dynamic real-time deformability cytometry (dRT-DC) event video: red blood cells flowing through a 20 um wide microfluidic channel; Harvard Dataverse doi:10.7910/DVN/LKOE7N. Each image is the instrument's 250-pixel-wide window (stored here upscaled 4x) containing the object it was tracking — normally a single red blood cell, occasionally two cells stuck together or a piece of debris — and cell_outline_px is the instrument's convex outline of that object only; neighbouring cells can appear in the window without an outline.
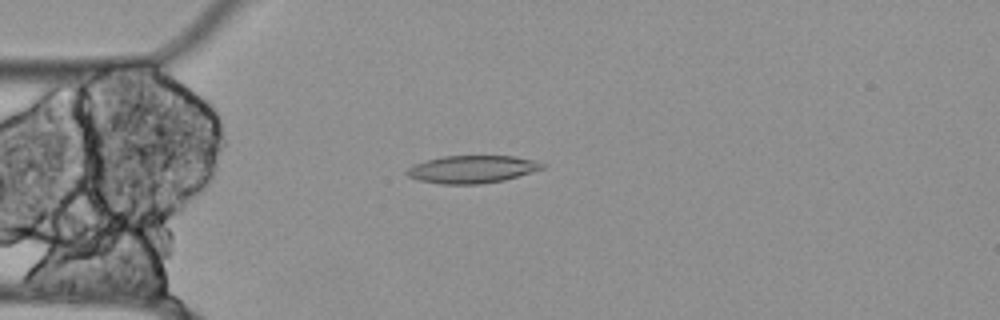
{"species": "Egyptian fruit bat (a non-hibernating species)", "species_latin": "Rousettus aegyptiacus", "temperature_condition": "cold", "stored_images_in_passage": 55, "camera_frame_rate_fps": 3000, "um_per_image_px": 0.085, "animal": {"sex": "female"}, "frame": {"image": 1, "passage_image": 14, "time_ms": 4.333, "image_size_px": [1000, 320], "cell_outline_px": [[548, 164], [544, 168], [504, 180], [480, 184], [440, 184], [420, 180], [408, 176], [404, 172], [412, 164], [424, 160], [444, 156], [516, 156], [536, 160]], "centroid_in_image_um": [40.13, 14.38], "position_along_channel_um": 44.9, "area_um2": 21.96}}
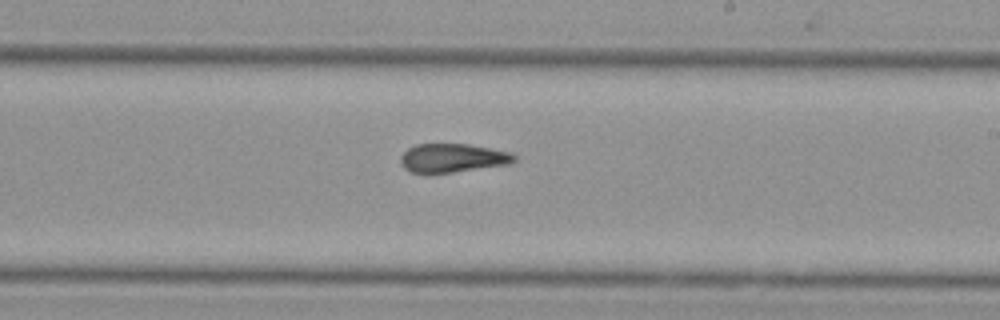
{"frame": {"image": 2, "passage_image": 32, "time_ms": 10.333, "image_size_px": [1000, 320], "cell_outline_px": [[516, 160], [512, 164], [452, 172], [412, 172], [404, 168], [400, 164], [400, 156], [408, 148], [416, 144], [468, 144], [512, 152], [516, 156]], "centroid_in_image_um": [38.51, 13.42], "position_along_channel_um": 250.5, "area_um2": 19.02}}
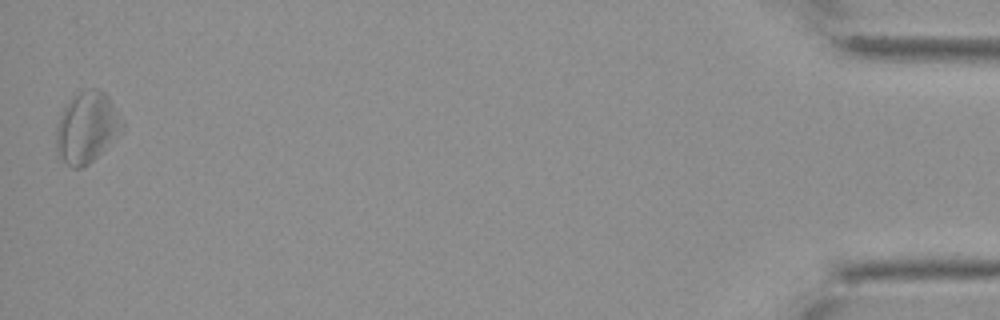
{"frame": {"image": 3, "passage_image": 55, "time_ms": 18.0, "image_size_px": [1000, 320], "cell_outline_px": [[124, 128], [88, 164], [80, 168], [72, 168], [56, 156], [56, 128], [64, 104], [72, 96], [80, 92], [92, 88], [100, 88], [108, 96], [124, 120]], "centroid_in_image_um": [7.35, 10.81], "position_along_channel_um": 427.8, "area_um2": 27.4}, "authors_computed_cell_mechanics": {"area_um2": 21.964, "velocity_mm_per_s": 3.4978, "shape_relaxation_time_tau1_ms": null, "shape_relaxation_time_tau2_ms": 7.0756, "deformation_change_tau1": null, "deformation_change_tau2": 0.1702}}